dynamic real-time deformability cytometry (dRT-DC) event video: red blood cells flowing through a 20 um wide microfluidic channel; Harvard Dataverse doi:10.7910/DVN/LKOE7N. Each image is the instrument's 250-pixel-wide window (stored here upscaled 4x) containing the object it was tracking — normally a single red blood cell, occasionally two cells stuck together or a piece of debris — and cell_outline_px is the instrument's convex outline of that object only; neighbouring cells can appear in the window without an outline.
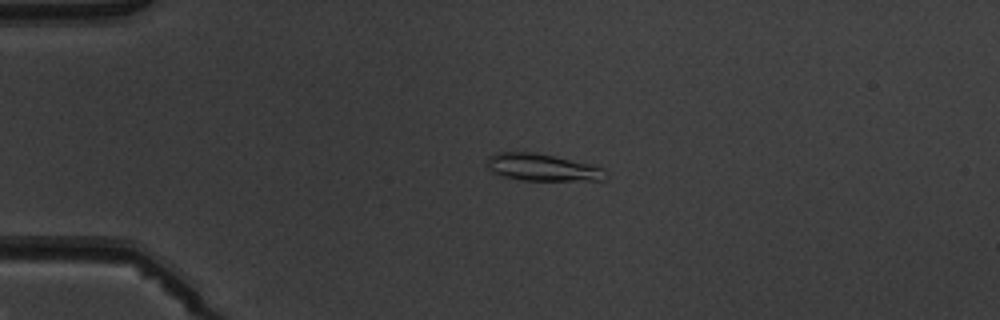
{"species": "common noctule bat (a hibernating species)", "species_latin": "Nyctalus noctula", "temperature_condition": "warm", "stored_images_in_passage": 3, "camera_frame_rate_fps": 3000, "um_per_image_px": 0.085, "animal": {"sex": "male", "body_mass_g": 19.5, "forearm_length_mm": 54.6}, "frame": {"image": 1, "passage_image": 2, "time_ms": 2.0, "image_size_px": [1000, 320], "cell_outline_px": [[608, 176], [604, 180], [524, 180], [504, 176], [492, 172], [484, 164], [488, 156], [496, 152], [536, 152], [588, 164], [600, 168], [608, 172]], "centroid_in_image_um": [46.04, 14.22], "position_along_channel_um": 39.0, "area_um2": 18.67}}